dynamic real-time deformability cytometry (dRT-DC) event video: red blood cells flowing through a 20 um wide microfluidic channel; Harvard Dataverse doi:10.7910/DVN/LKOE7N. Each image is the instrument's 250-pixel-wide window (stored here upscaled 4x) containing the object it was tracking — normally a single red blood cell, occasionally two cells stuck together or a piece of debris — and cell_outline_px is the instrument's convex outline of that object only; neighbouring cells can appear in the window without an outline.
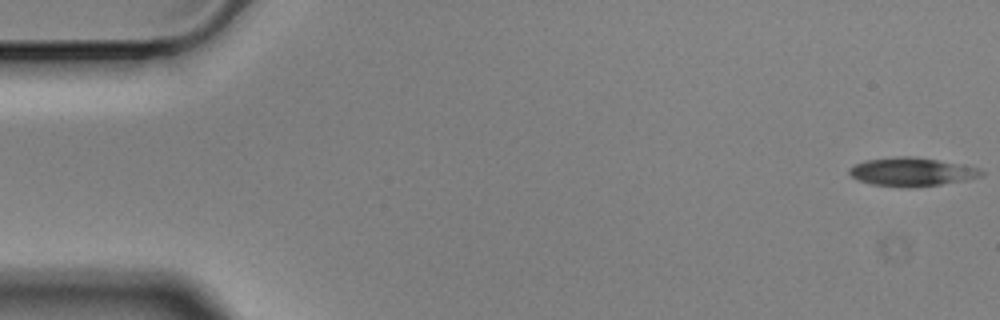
{"species": "Egyptian fruit bat (a non-hibernating species)", "species_latin": "Rousettus aegyptiacus", "temperature_condition": "cold", "stored_images_in_passage": 4, "camera_frame_rate_fps": 3000, "um_per_image_px": 0.085, "animal": {"sex": "male"}, "frame": {"image": 1, "passage_image": 1, "time_ms": 0.0, "image_size_px": [1000, 320], "cell_outline_px": [[984, 172], [980, 176], [964, 180], [940, 184], [908, 188], [872, 184], [860, 180], [852, 176], [848, 172], [848, 168], [852, 164], [864, 160], [900, 156], [912, 156], [960, 164], [980, 168]], "centroid_in_image_um": [77.44, 14.6], "position_along_channel_um": 7.6, "area_um2": 21.79}}